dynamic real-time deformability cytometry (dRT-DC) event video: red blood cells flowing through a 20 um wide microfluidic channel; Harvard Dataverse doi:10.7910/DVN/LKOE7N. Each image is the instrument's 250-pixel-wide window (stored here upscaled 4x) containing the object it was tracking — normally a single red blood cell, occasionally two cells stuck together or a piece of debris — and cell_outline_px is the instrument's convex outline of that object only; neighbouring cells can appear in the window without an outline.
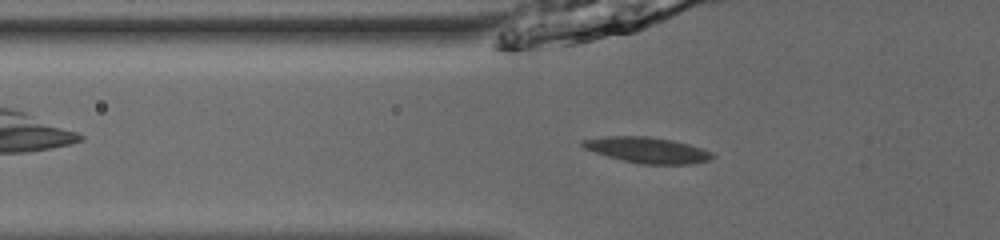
{"species": "common noctule bat (a hibernating species)", "species_latin": "Nyctalus noctula", "temperature_condition": "room temperature", "stored_images_in_passage": 37, "camera_frame_rate_fps": 3000, "um_per_image_px": 0.085, "animal": {"sex": "male", "body_mass_g": 13.0, "forearm_length_mm": 53.1}, "frame": {"image": 1, "passage_image": 3, "time_ms": 0.667, "image_size_px": [1000, 240], "cell_outline_px": [[716, 156], [708, 160], [692, 164], [640, 164], [608, 156], [584, 148], [580, 144], [580, 140], [604, 136], [648, 136], [672, 140], [688, 144], [712, 152]], "centroid_in_image_um": [55.01, 12.75], "position_along_channel_um": 70.8, "area_um2": 19.42}}
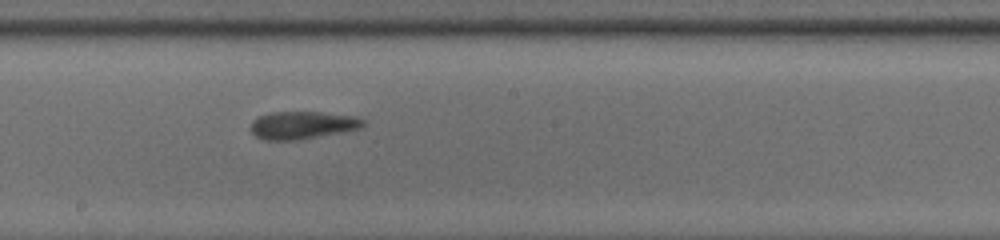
{"frame": {"image": 2, "passage_image": 15, "time_ms": 4.667, "image_size_px": [1000, 240], "cell_outline_px": [[364, 124], [360, 128], [300, 140], [264, 140], [256, 136], [252, 132], [252, 120], [260, 116], [272, 112], [320, 112], [356, 116], [364, 120]], "centroid_in_image_um": [25.7, 10.64], "position_along_channel_um": 222.5, "area_um2": 17.98}}
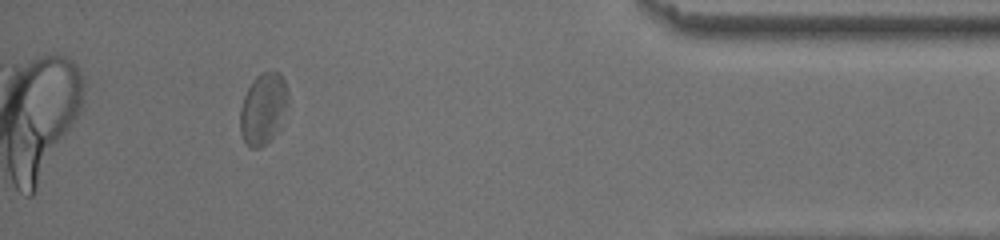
{"frame": {"image": 3, "passage_image": 33, "time_ms": 10.667, "image_size_px": [1000, 240], "cell_outline_px": [[288, 104], [276, 132], [260, 148], [252, 148], [244, 140], [240, 132], [240, 108], [244, 96], [252, 80], [260, 72], [280, 72], [284, 80], [288, 92]], "centroid_in_image_um": [22.36, 9.2], "position_along_channel_um": 412.8, "area_um2": 19.71}, "authors_computed_cell_mechanics": {"area_um2": 18.785, "velocity_mm_per_s": 3.8041, "shape_relaxation_time_tau1_ms": 3.5473, "shape_relaxation_time_tau2_ms": 1.7985, "deformation_change_tau1": 0.092, "deformation_change_tau2": 0.0823}}